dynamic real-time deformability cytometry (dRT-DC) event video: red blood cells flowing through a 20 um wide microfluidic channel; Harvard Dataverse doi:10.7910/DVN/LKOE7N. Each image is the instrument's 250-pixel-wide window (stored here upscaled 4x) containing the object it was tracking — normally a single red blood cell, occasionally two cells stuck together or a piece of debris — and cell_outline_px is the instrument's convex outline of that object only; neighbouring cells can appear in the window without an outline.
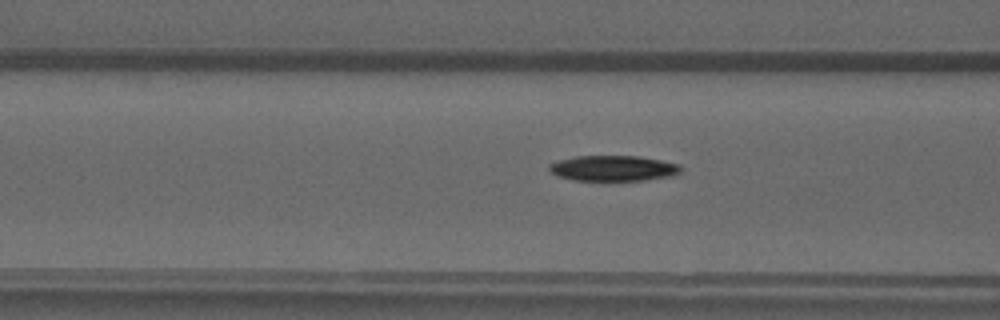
{"species": "common noctule bat (a hibernating species)", "species_latin": "Nyctalus noctula", "temperature_condition": "warm", "stored_images_in_passage": 50, "camera_frame_rate_fps": 3000, "um_per_image_px": 0.085, "animal": {"sex": "male", "forearm_length_mm": 52.5}, "frame": {"image": 1, "passage_image": 20, "time_ms": 6.333, "image_size_px": [1000, 320], "cell_outline_px": [[680, 172], [672, 176], [644, 180], [572, 180], [560, 176], [552, 172], [548, 168], [548, 164], [560, 160], [576, 156], [640, 156], [680, 164]], "centroid_in_image_um": [52.14, 14.3], "position_along_channel_um": 114.5, "area_um2": 19.42}}
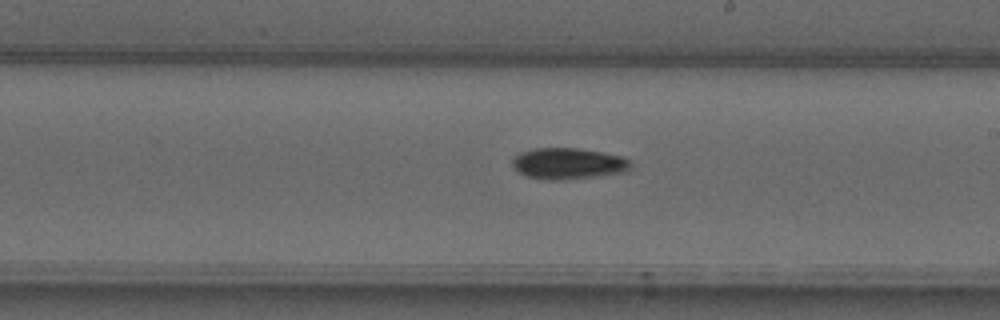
{"frame": {"image": 2, "passage_image": 29, "time_ms": 9.333, "image_size_px": [1000, 320], "cell_outline_px": [[632, 168], [624, 172], [596, 176], [560, 180], [544, 180], [528, 176], [520, 172], [512, 164], [512, 160], [520, 152], [532, 148], [576, 148], [600, 152], [620, 156], [628, 160], [632, 164]], "centroid_in_image_um": [48.29, 13.9], "position_along_channel_um": 240.7, "area_um2": 21.33}}
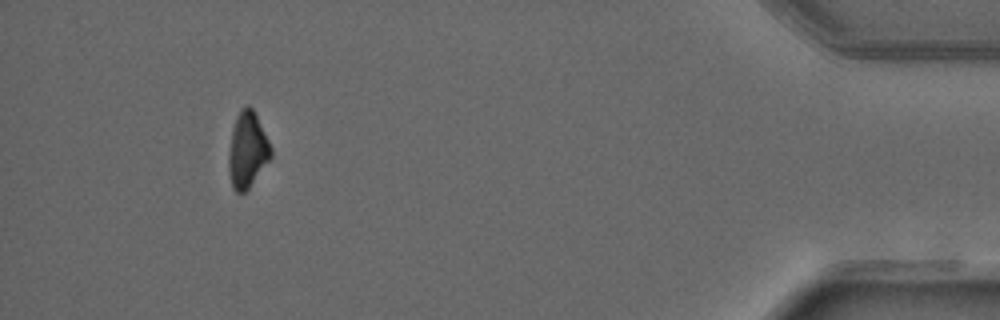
{"frame": {"image": 3, "passage_image": 46, "time_ms": 15.0, "image_size_px": [1000, 320], "cell_outline_px": [[272, 156], [248, 188], [244, 192], [236, 192], [232, 188], [228, 172], [228, 152], [232, 128], [236, 116], [240, 108], [248, 104], [252, 108], [272, 148]], "centroid_in_image_um": [21.0, 12.74], "position_along_channel_um": 414.2, "area_um2": 18.61}}